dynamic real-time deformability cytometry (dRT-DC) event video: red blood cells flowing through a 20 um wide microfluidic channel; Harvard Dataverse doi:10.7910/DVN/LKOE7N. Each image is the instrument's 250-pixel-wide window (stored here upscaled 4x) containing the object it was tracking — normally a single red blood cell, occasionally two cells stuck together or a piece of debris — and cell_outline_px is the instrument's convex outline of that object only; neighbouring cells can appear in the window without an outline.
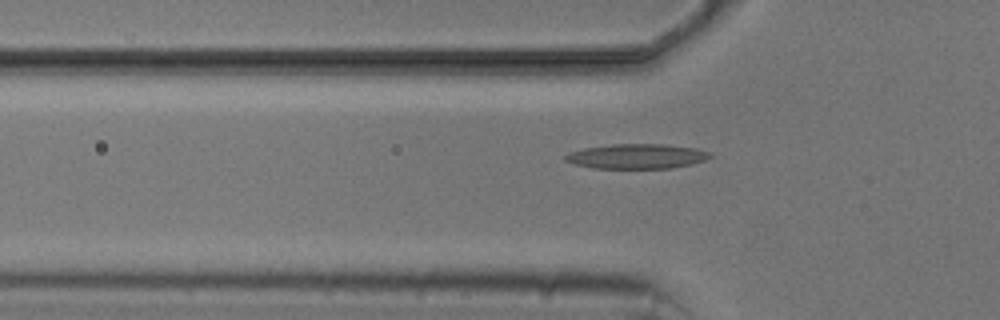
{"species": "common noctule bat (a hibernating species)", "species_latin": "Nyctalus noctula", "temperature_condition": "cold", "stored_images_in_passage": 7, "camera_frame_rate_fps": 3000, "um_per_image_px": 0.085, "animal": {"sex": "male", "body_mass_g": 20.5, "forearm_length_mm": 52.5}, "frame": {"image": 1, "passage_image": 4, "time_ms": 4.667, "image_size_px": [1000, 320], "cell_outline_px": [[712, 156], [704, 160], [692, 164], [672, 168], [592, 168], [576, 164], [564, 160], [564, 156], [572, 152], [584, 148], [612, 144], [664, 144], [696, 148], [712, 152]], "centroid_in_image_um": [54.17, 13.28], "position_along_channel_um": 71.6, "area_um2": 20.87}}
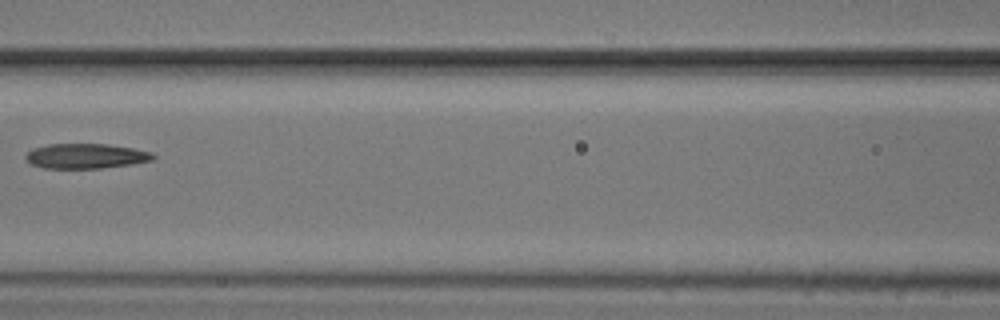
{"frame": {"image": 2, "passage_image": 6, "time_ms": 7.0, "image_size_px": [1000, 320], "cell_outline_px": [[156, 156], [152, 160], [132, 164], [100, 168], [44, 168], [32, 164], [24, 156], [32, 148], [48, 144], [108, 144], [132, 148], [152, 152]], "centroid_in_image_um": [7.3, 13.26], "position_along_channel_um": 159.3, "area_um2": 18.44}}
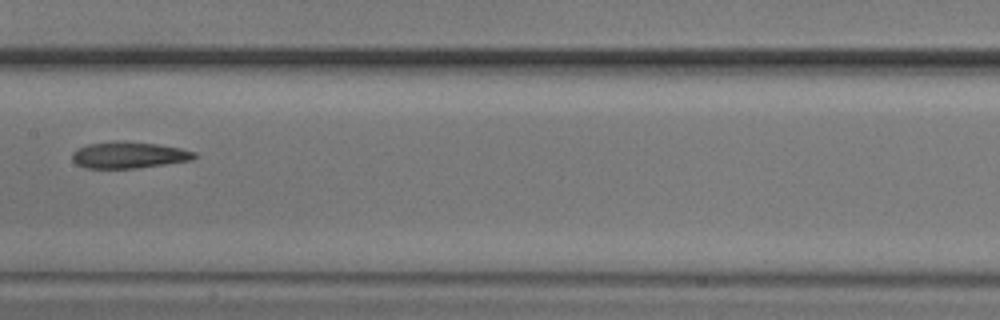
{"frame": {"image": 3, "passage_image": 7, "time_ms": 8.0, "image_size_px": [1000, 320], "cell_outline_px": [[196, 156], [192, 160], [136, 168], [84, 168], [76, 164], [72, 160], [72, 152], [88, 144], [112, 140], [124, 140], [156, 144], [180, 148], [196, 152]], "centroid_in_image_um": [10.92, 13.16], "position_along_channel_um": 196.5, "area_um2": 18.96}}